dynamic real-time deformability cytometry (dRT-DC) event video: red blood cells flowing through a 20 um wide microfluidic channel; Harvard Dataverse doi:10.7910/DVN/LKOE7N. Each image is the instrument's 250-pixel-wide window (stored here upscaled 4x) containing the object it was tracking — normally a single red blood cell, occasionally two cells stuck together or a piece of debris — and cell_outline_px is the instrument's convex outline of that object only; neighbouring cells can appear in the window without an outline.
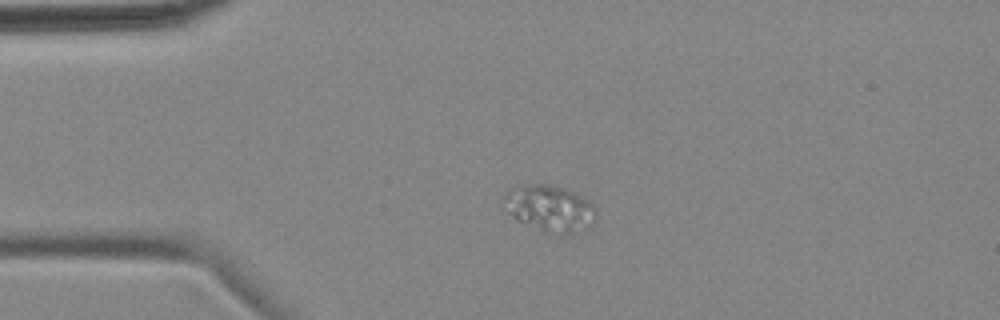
{"species": "common noctule bat (a hibernating species)", "species_latin": "Nyctalus noctula", "temperature_condition": "cold", "stored_images_in_passage": 46, "camera_frame_rate_fps": 3000, "um_per_image_px": 0.085, "animal": {"sex": "female", "body_mass_g": 18.4}, "frame": {"image": 1, "passage_image": 1, "time_ms": 0.0, "image_size_px": [1000, 320], "cell_outline_px": [[596, 212], [592, 224], [572, 236], [560, 236], [544, 232], [516, 220], [504, 212], [504, 196], [516, 184], [552, 184], [568, 188], [592, 204], [596, 208]], "centroid_in_image_um": [46.7, 17.73], "position_along_channel_um": 38.3, "area_um2": 25.72}}
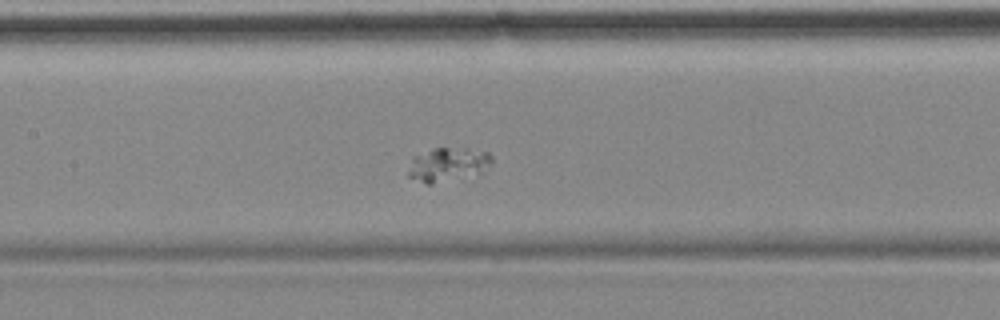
{"frame": {"image": 2, "passage_image": 15, "time_ms": 4.667, "image_size_px": [1000, 320], "cell_outline_px": [[492, 164], [484, 172], [432, 184], [428, 184], [408, 176], [408, 172], [412, 160], [416, 156], [432, 148], [468, 148], [488, 152], [492, 156]], "centroid_in_image_um": [38.13, 13.97], "position_along_channel_um": 169.3, "area_um2": 16.36}}
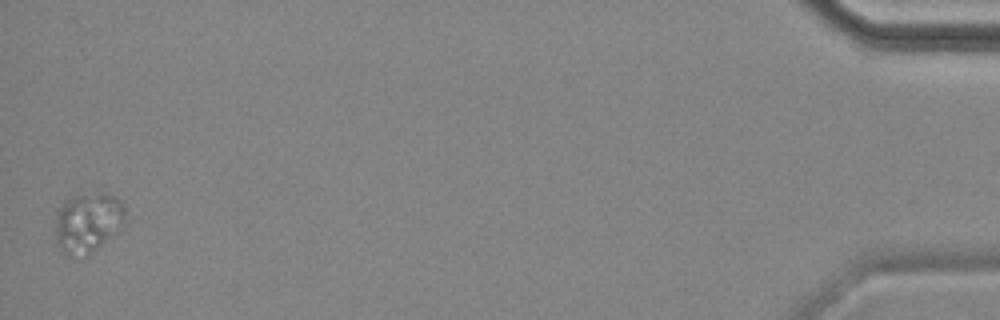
{"frame": {"image": 3, "passage_image": 46, "time_ms": 15.0, "image_size_px": [1000, 320], "cell_outline_px": [[124, 220], [112, 236], [88, 256], [68, 256], [60, 248], [56, 236], [56, 212], [64, 200], [72, 196], [104, 192], [108, 192], [120, 200], [124, 204]], "centroid_in_image_um": [7.45, 18.9], "position_along_channel_um": 427.7, "area_um2": 24.39}}